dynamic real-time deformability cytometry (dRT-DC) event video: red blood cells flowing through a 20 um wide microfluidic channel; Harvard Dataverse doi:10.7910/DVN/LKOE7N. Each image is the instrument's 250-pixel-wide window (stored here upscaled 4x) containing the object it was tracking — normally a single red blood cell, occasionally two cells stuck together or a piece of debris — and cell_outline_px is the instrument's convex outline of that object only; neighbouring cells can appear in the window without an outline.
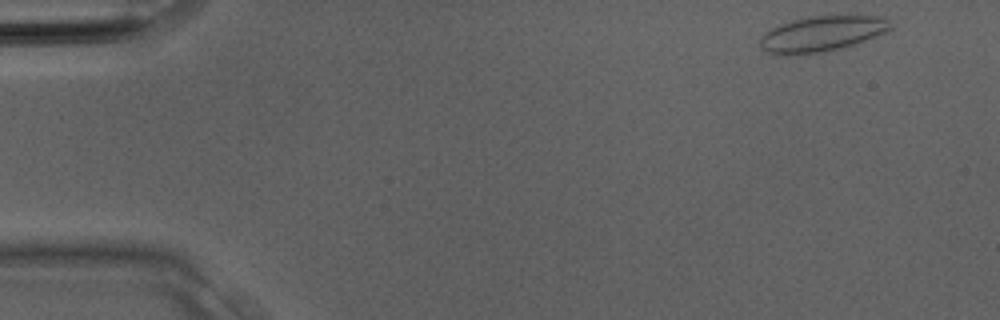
{"species": "Egyptian fruit bat (a non-hibernating species)", "species_latin": "Rousettus aegyptiacus", "temperature_condition": "room temperature", "stored_images_in_passage": 31, "camera_frame_rate_fps": 3000, "um_per_image_px": 0.085, "animal": {"sex": "male"}, "frame": {"image": 1, "passage_image": 1, "time_ms": 0.0, "image_size_px": [1000, 320], "cell_outline_px": [[892, 28], [888, 32], [856, 44], [824, 52], [792, 56], [776, 56], [760, 48], [760, 36], [764, 32], [780, 24], [792, 20], [812, 16], [876, 16], [888, 20]], "centroid_in_image_um": [69.8, 2.91], "position_along_channel_um": 15.2, "area_um2": 27.34}}
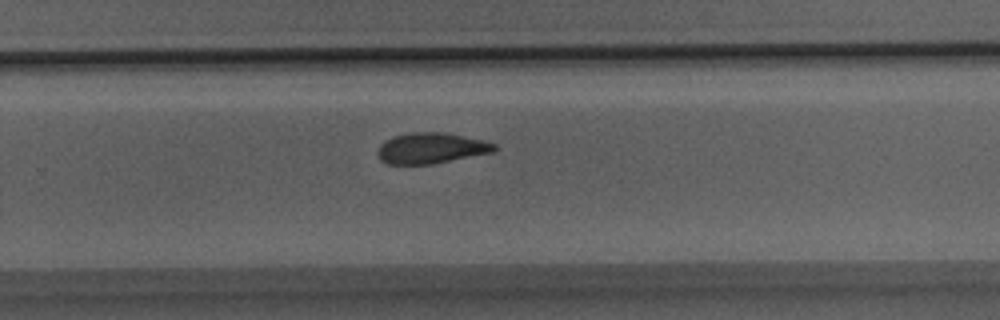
{"frame": {"image": 2, "passage_image": 20, "time_ms": 6.333, "image_size_px": [1000, 320], "cell_outline_px": [[500, 148], [496, 152], [432, 164], [388, 164], [380, 160], [376, 152], [380, 144], [384, 140], [392, 136], [412, 132], [444, 132], [484, 140], [496, 144]], "centroid_in_image_um": [36.67, 12.59], "position_along_channel_um": 293.1, "area_um2": 21.33}}
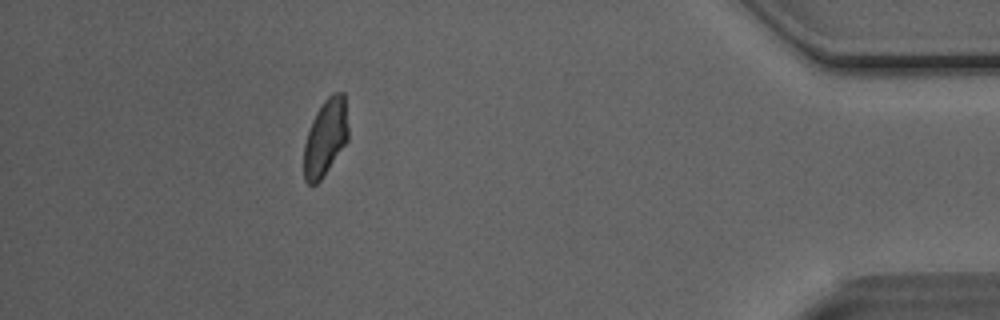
{"frame": {"image": 3, "passage_image": 28, "time_ms": 9.0, "image_size_px": [1000, 320], "cell_outline_px": [[348, 140], [324, 176], [316, 184], [308, 184], [304, 180], [304, 144], [312, 120], [320, 104], [332, 92], [344, 92], [348, 128]], "centroid_in_image_um": [27.67, 11.68], "position_along_channel_um": 407.5, "area_um2": 19.94}}